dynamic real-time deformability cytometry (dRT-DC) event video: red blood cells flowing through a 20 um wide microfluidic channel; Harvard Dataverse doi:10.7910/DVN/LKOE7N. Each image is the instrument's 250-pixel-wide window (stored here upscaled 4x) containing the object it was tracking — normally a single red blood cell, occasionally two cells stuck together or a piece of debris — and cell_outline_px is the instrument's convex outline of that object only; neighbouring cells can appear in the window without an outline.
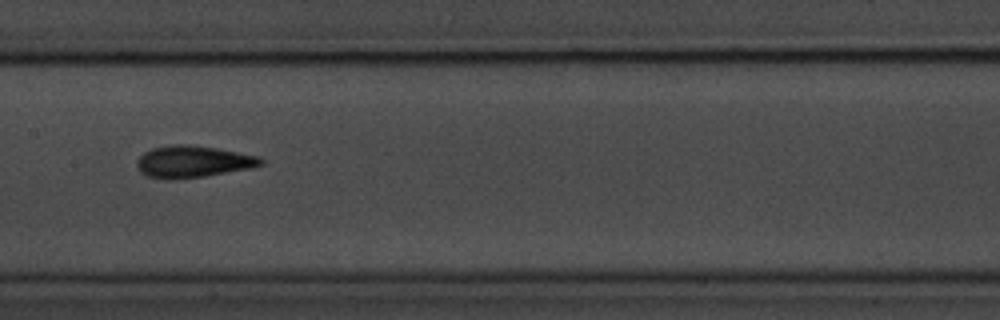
{"species": "common noctule bat (a hibernating species)", "species_latin": "Nyctalus noctula", "temperature_condition": "room temperature", "stored_images_in_passage": 15, "segment_of_instrument_passage": [1, 2], "camera_frame_rate_fps": 3000, "um_per_image_px": 0.085, "animal": {"sex": "male", "body_mass_g": 20.1, "forearm_length_mm": 53.5}, "frame": {"image": 1, "passage_image": 7, "time_ms": 7.667, "image_size_px": [1000, 320], "cell_outline_px": [[264, 164], [252, 168], [204, 176], [168, 180], [148, 176], [140, 172], [136, 164], [140, 156], [144, 152], [152, 148], [172, 144], [188, 144], [216, 148], [260, 156], [264, 160]], "centroid_in_image_um": [16.41, 13.73], "position_along_channel_um": 191.0, "area_um2": 23.06}}
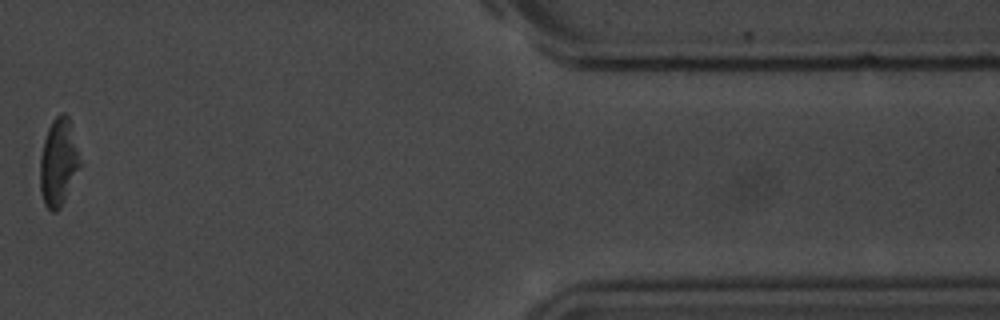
{"frame": {"image": 2, "passage_image": 13, "time_ms": 15.333, "image_size_px": [1000, 320], "cell_outline_px": [[80, 164], [64, 200], [60, 208], [56, 212], [52, 212], [44, 204], [40, 192], [40, 156], [44, 140], [48, 128], [52, 120], [60, 112], [64, 112], [68, 116], [80, 160]], "centroid_in_image_um": [4.93, 13.8], "position_along_channel_um": 406.5, "area_um2": 19.94}}